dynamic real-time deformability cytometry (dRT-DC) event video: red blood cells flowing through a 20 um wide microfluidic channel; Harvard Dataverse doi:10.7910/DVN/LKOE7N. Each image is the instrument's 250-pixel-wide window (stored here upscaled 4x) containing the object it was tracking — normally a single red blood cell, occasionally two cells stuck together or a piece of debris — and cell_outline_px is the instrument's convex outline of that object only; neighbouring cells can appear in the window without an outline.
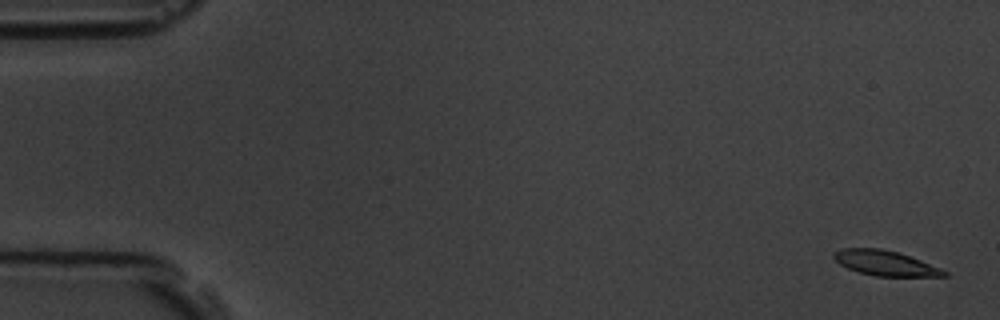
{"species": "common noctule bat (a hibernating species)", "species_latin": "Nyctalus noctula", "temperature_condition": "room temperature", "stored_images_in_passage": 6, "camera_frame_rate_fps": 3000, "um_per_image_px": 0.085, "animal": {"sex": "male", "body_mass_g": 19.5, "forearm_length_mm": 54.6}, "frame": {"image": 1, "passage_image": 1, "time_ms": 0.0, "image_size_px": [1000, 320], "cell_outline_px": [[948, 276], [876, 276], [860, 272], [848, 268], [840, 264], [832, 256], [840, 248], [880, 248], [900, 252], [940, 268], [948, 272]], "centroid_in_image_um": [75.25, 22.35], "position_along_channel_um": 9.7, "area_um2": 15.95}}
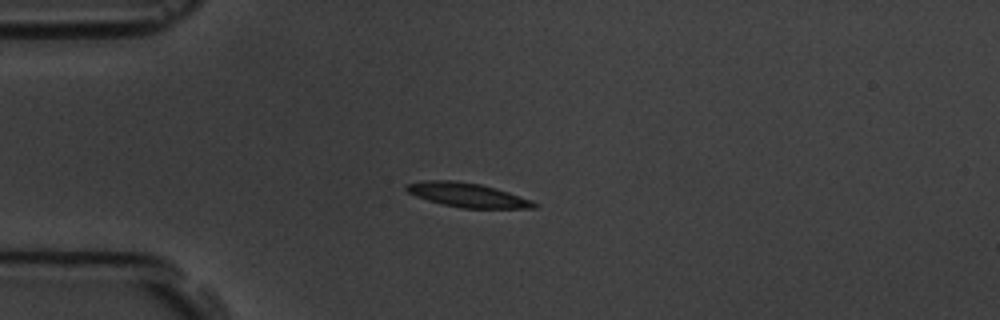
{"frame": {"image": 2, "passage_image": 4, "time_ms": 4.333, "image_size_px": [1000, 320], "cell_outline_px": [[540, 204], [536, 208], [460, 208], [428, 200], [416, 196], [408, 192], [404, 188], [404, 184], [420, 180], [456, 180], [480, 184], [508, 192], [532, 200]], "centroid_in_image_um": [39.7, 16.56], "position_along_channel_um": 45.3, "area_um2": 18.09}}
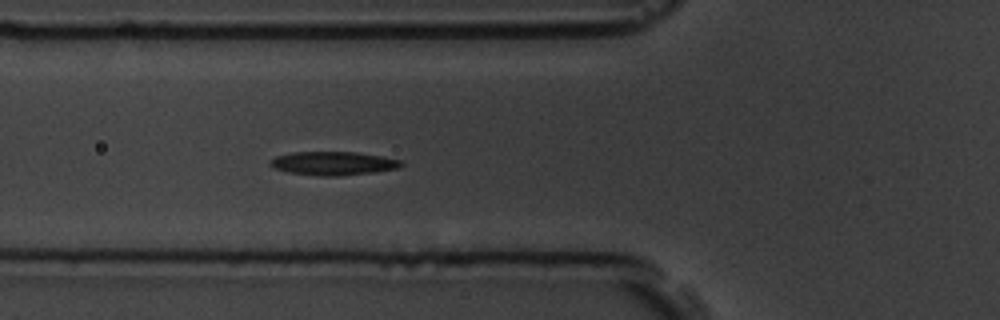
{"frame": {"image": 3, "passage_image": 6, "time_ms": 6.333, "image_size_px": [1000, 320], "cell_outline_px": [[404, 164], [400, 168], [376, 172], [340, 176], [320, 176], [288, 172], [272, 168], [268, 164], [276, 156], [292, 152], [356, 152], [384, 156], [404, 160]], "centroid_in_image_um": [28.39, 13.88], "position_along_channel_um": 97.4, "area_um2": 18.32}}